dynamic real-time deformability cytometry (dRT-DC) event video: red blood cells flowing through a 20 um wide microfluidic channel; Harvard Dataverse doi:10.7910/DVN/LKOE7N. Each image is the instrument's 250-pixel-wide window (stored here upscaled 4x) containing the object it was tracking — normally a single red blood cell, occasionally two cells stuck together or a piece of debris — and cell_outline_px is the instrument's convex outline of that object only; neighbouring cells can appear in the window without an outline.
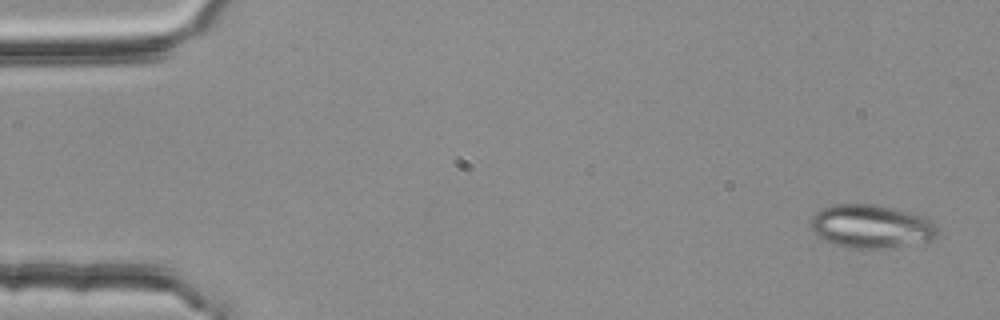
{"species": "common noctule bat (a hibernating species)", "species_latin": "Nyctalus noctula", "temperature_condition": "room temperature", "stored_images_in_passage": 3, "camera_frame_rate_fps": 3000, "um_per_image_px": 0.085, "animal": {"sex": "female", "body_mass_g": 25.1}, "frame": {"image": 1, "passage_image": 1, "time_ms": 0.0, "image_size_px": [1000, 320], "cell_outline_px": [[936, 236], [932, 240], [884, 248], [852, 248], [832, 244], [816, 236], [812, 232], [812, 216], [816, 212], [832, 204], [876, 204], [924, 216], [932, 220], [936, 224]], "centroid_in_image_um": [74.03, 19.24], "position_along_channel_um": 11.0, "area_um2": 31.96}}